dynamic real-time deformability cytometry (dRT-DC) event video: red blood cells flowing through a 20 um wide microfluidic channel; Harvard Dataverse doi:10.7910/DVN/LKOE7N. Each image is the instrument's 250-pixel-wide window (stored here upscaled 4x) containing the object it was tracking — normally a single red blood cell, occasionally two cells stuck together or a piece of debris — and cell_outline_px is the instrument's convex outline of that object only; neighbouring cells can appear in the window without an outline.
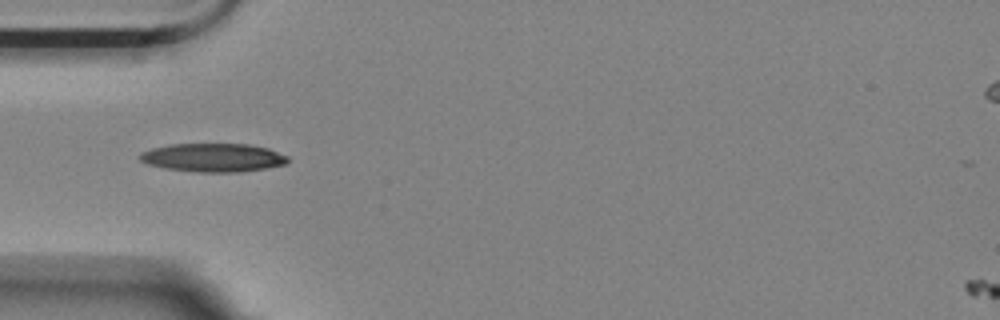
{"species": "Egyptian fruit bat (a non-hibernating species)", "species_latin": "Rousettus aegyptiacus", "temperature_condition": "room temperature", "stored_images_in_passage": 7, "camera_frame_rate_fps": 3000, "um_per_image_px": 0.085, "animal": {"sex": "female"}, "frame": {"image": 1, "passage_image": 3, "time_ms": 2.333, "image_size_px": [1000, 320], "cell_outline_px": [[288, 160], [284, 164], [264, 168], [240, 172], [196, 172], [164, 168], [148, 164], [140, 160], [136, 156], [140, 152], [152, 148], [172, 144], [248, 144], [268, 148], [288, 156]], "centroid_in_image_um": [18.07, 13.39], "position_along_channel_um": 66.9, "area_um2": 24.57}}
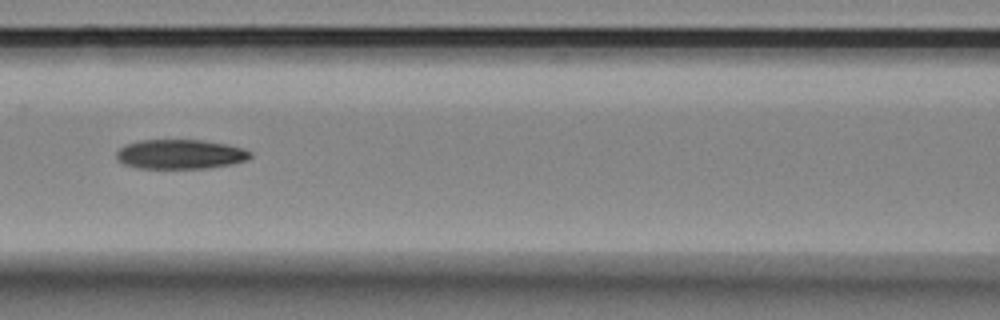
{"frame": {"image": 2, "passage_image": 5, "time_ms": 4.667, "image_size_px": [1000, 320], "cell_outline_px": [[252, 156], [248, 160], [232, 164], [208, 168], [136, 168], [124, 164], [116, 160], [116, 152], [120, 148], [128, 144], [140, 140], [200, 140], [224, 144], [240, 148], [252, 152]], "centroid_in_image_um": [15.31, 13.12], "position_along_channel_um": 151.3, "area_um2": 22.95}}
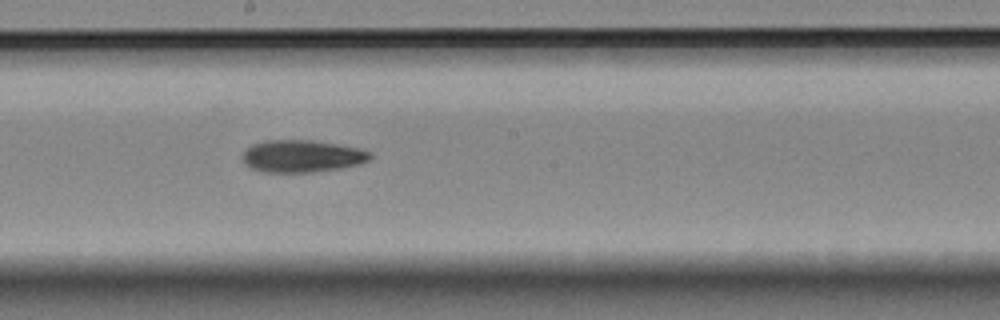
{"frame": {"image": 3, "passage_image": 7, "time_ms": 6.667, "image_size_px": [1000, 320], "cell_outline_px": [[372, 156], [368, 160], [360, 164], [340, 168], [312, 172], [264, 172], [252, 168], [244, 164], [240, 156], [252, 144], [268, 140], [312, 140], [360, 148], [372, 152]], "centroid_in_image_um": [25.66, 13.27], "position_along_channel_um": 222.5, "area_um2": 24.04}}